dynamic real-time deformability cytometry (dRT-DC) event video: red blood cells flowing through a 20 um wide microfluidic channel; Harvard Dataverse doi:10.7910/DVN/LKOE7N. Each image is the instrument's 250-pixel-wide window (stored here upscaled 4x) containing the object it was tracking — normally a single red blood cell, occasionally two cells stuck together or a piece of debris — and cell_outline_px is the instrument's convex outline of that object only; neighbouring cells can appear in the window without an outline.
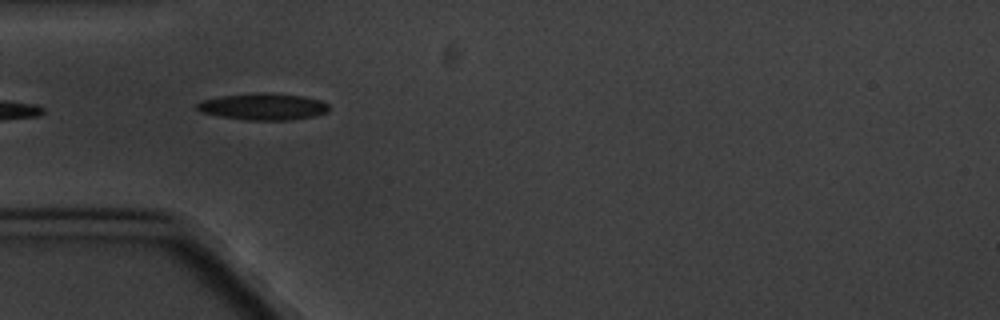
{"species": "common noctule bat (a hibernating species)", "species_latin": "Nyctalus noctula", "temperature_condition": "cold", "stored_images_in_passage": 7, "camera_frame_rate_fps": 3000, "um_per_image_px": 0.085, "animal": {"sex": "male", "body_mass_g": 20.1, "forearm_length_mm": 53.5}, "frame": {"image": 1, "passage_image": 6, "time_ms": 5.667, "image_size_px": [1000, 320], "cell_outline_px": [[328, 112], [316, 116], [292, 120], [248, 120], [220, 116], [200, 112], [196, 108], [196, 104], [200, 100], [220, 96], [256, 92], [268, 92], [304, 96], [320, 100], [328, 104]], "centroid_in_image_um": [22.37, 9.05], "position_along_channel_um": 62.6, "area_um2": 20.81}}